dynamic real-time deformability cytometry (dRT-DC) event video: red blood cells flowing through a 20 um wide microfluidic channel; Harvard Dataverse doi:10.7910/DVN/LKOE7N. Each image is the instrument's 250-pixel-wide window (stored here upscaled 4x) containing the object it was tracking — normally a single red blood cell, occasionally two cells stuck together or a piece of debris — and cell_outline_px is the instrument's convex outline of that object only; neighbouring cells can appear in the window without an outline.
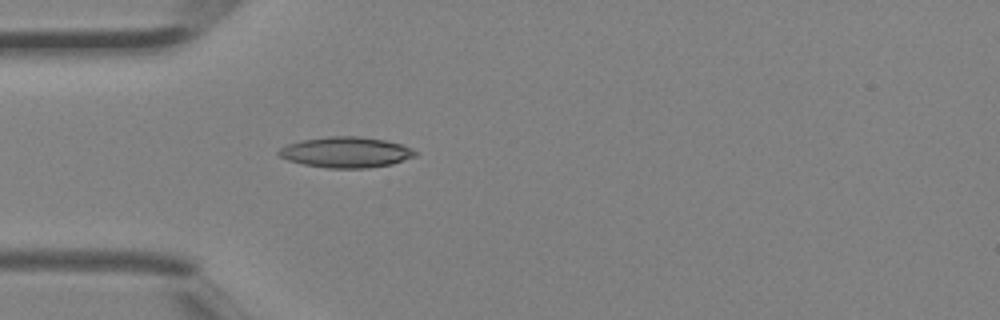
{"species": "Egyptian fruit bat (a non-hibernating species)", "species_latin": "Rousettus aegyptiacus", "temperature_condition": "room temperature", "stored_images_in_passage": 3, "camera_frame_rate_fps": 3000, "um_per_image_px": 0.085, "animal": {"sex": "female"}, "frame": {"image": 1, "passage_image": 3, "time_ms": 0.667, "image_size_px": [1000, 320], "cell_outline_px": [[420, 152], [416, 156], [392, 164], [368, 168], [328, 168], [304, 164], [288, 160], [280, 156], [276, 152], [280, 148], [288, 144], [300, 140], [328, 136], [360, 136], [384, 140], [400, 144], [412, 148]], "centroid_in_image_um": [29.43, 12.94], "position_along_channel_um": 55.6, "area_um2": 24.51}}